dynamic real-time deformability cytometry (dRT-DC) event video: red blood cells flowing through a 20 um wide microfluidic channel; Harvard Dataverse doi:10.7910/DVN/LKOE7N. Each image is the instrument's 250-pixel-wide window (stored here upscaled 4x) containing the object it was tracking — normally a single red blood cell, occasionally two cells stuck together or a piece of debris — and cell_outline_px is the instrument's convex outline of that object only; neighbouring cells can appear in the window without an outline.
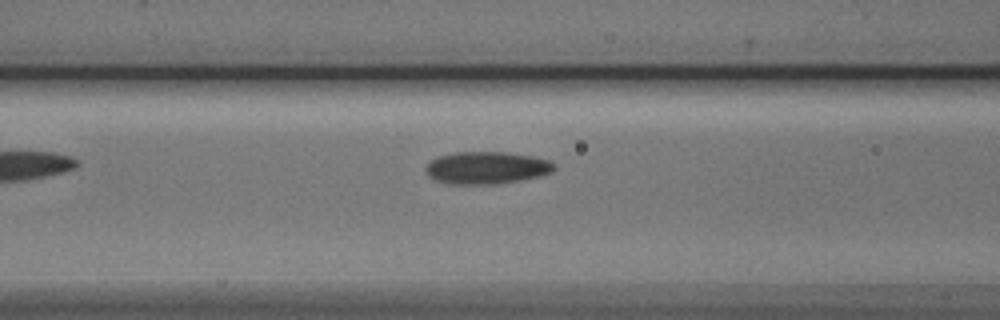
{"species": "Egyptian fruit bat (a non-hibernating species)", "species_latin": "Rousettus aegyptiacus", "temperature_condition": "cold", "stored_images_in_passage": 7, "camera_frame_rate_fps": 3000, "um_per_image_px": 0.085, "animal": {"sex": "male"}, "frame": {"image": 1, "passage_image": 5, "time_ms": 1.333, "image_size_px": [1000, 320], "cell_outline_px": [[556, 168], [552, 172], [540, 176], [520, 180], [496, 184], [452, 184], [436, 180], [428, 176], [424, 168], [432, 160], [440, 156], [452, 152], [508, 152], [532, 156], [548, 160], [556, 164]], "centroid_in_image_um": [41.38, 14.26], "position_along_channel_um": 125.2, "area_um2": 24.28}}